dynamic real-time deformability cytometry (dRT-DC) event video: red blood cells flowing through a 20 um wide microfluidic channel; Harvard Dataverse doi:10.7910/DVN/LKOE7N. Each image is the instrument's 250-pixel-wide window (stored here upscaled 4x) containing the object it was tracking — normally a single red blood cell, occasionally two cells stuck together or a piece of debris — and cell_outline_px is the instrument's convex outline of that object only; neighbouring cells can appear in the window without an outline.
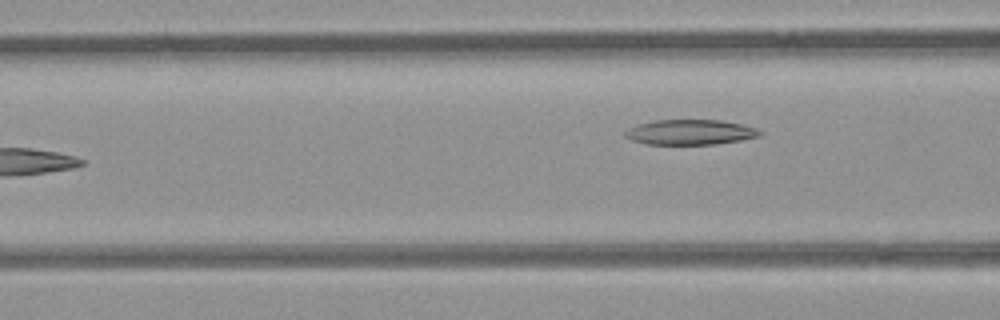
{"species": "common noctule bat (a hibernating species)", "species_latin": "Nyctalus noctula", "temperature_condition": "room temperature", "stored_images_in_passage": 7, "camera_frame_rate_fps": 3000, "um_per_image_px": 0.085, "animal": {"sex": "female", "body_mass_g": 21.9}, "frame": {"image": 1, "passage_image": 7, "time_ms": 7.667, "image_size_px": [1000, 320], "cell_outline_px": [[764, 132], [760, 136], [740, 140], [716, 144], [648, 144], [632, 140], [624, 136], [624, 132], [628, 128], [640, 124], [656, 120], [720, 120], [740, 124], [756, 128]], "centroid_in_image_um": [58.68, 11.23], "position_along_channel_um": 107.9, "area_um2": 19.59}}